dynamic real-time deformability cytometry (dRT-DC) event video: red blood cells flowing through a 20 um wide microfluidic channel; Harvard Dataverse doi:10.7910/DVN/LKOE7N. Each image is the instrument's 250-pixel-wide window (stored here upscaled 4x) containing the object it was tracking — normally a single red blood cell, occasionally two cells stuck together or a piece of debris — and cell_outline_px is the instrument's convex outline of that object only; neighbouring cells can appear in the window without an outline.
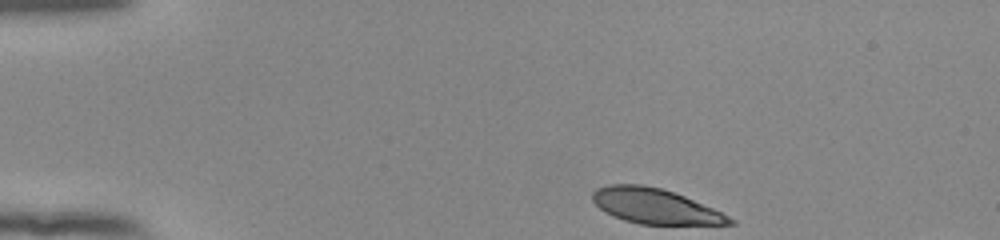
{"species": "human", "species_latin": "Homo sapiens", "temperature_condition": "room temperature", "stored_images_in_passage": 38, "camera_frame_rate_fps": 3000, "um_per_image_px": 0.085, "donor": {"sex": "female"}, "frame": {"image": 1, "passage_image": 1, "time_ms": 0.0, "image_size_px": [1000, 240], "cell_outline_px": [[736, 224], [640, 224], [624, 220], [612, 216], [604, 212], [592, 200], [592, 192], [596, 188], [608, 184], [644, 184], [660, 188], [684, 196], [712, 208], [736, 220]], "centroid_in_image_um": [55.63, 17.52], "position_along_channel_um": 29.4, "area_um2": 27.92}}
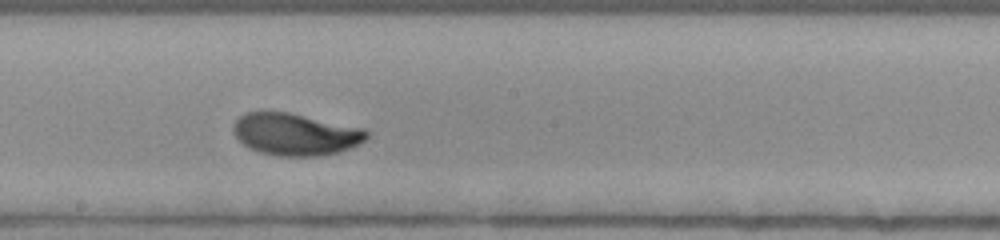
{"frame": {"image": 2, "passage_image": 22, "time_ms": 7.0, "image_size_px": [1000, 240], "cell_outline_px": [[368, 136], [364, 140], [340, 152], [316, 156], [280, 156], [260, 152], [248, 148], [232, 132], [232, 124], [244, 112], [288, 112], [364, 128], [368, 132]], "centroid_in_image_um": [25.07, 11.41], "position_along_channel_um": 223.1, "area_um2": 32.54}}
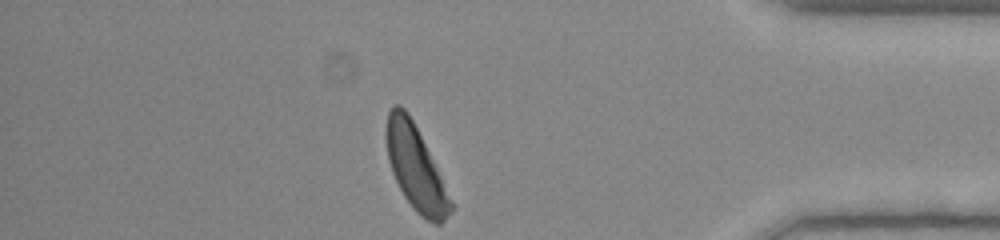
{"frame": {"image": 3, "passage_image": 38, "time_ms": 12.333, "image_size_px": [1000, 240], "cell_outline_px": [[452, 212], [440, 224], [436, 224], [420, 216], [416, 212], [404, 196], [392, 172], [388, 160], [388, 112], [392, 104], [400, 104], [408, 112], [452, 200]], "centroid_in_image_um": [35.34, 14.31], "position_along_channel_um": 399.9, "area_um2": 30.46}, "authors_computed_cell_mechanics": {"area_um2": 31.8767, "velocity_mm_per_s": 3.8711, "shape_relaxation_time_tau1_ms": 2.7553, "shape_relaxation_time_tau2_ms": null, "deformation_change_tau1": 0.1621, "deformation_change_tau2": null}}